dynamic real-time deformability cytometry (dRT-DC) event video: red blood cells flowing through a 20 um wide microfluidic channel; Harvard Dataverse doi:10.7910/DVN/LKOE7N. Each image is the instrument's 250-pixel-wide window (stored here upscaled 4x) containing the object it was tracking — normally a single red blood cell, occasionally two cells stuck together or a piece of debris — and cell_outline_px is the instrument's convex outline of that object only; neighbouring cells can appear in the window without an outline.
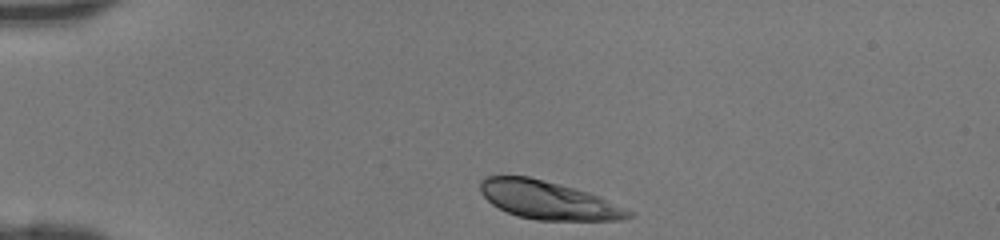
{"species": "human", "species_latin": "Homo sapiens", "temperature_condition": "room temperature", "stored_images_in_passage": 31, "camera_frame_rate_fps": 3000, "um_per_image_px": 0.085, "donor": {"sex": "female"}, "frame": {"image": 1, "passage_image": 1, "time_ms": 0.0, "image_size_px": [1000, 240], "cell_outline_px": [[636, 212], [632, 216], [624, 220], [536, 220], [516, 216], [492, 204], [480, 192], [480, 180], [484, 176], [528, 176], [544, 180], [588, 192], [600, 196]], "centroid_in_image_um": [46.63, 17.02], "position_along_channel_um": 38.4, "area_um2": 33.06}}
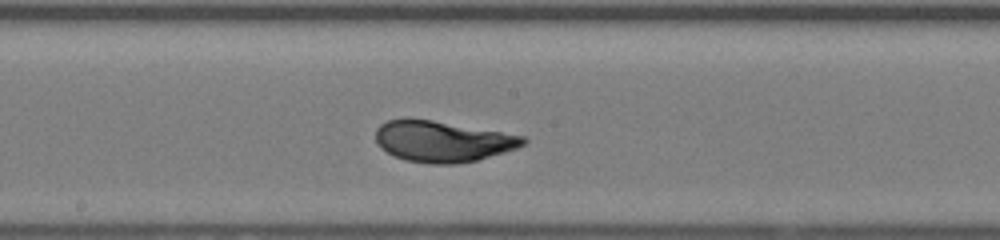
{"frame": {"image": 2, "passage_image": 16, "time_ms": 5.0, "image_size_px": [1000, 240], "cell_outline_px": [[528, 140], [524, 144], [516, 148], [504, 152], [476, 160], [456, 164], [428, 164], [404, 160], [380, 148], [376, 140], [376, 128], [380, 124], [388, 120], [404, 116], [408, 116], [432, 120], [524, 136]], "centroid_in_image_um": [37.55, 12.0], "position_along_channel_um": 210.6, "area_um2": 35.43}}
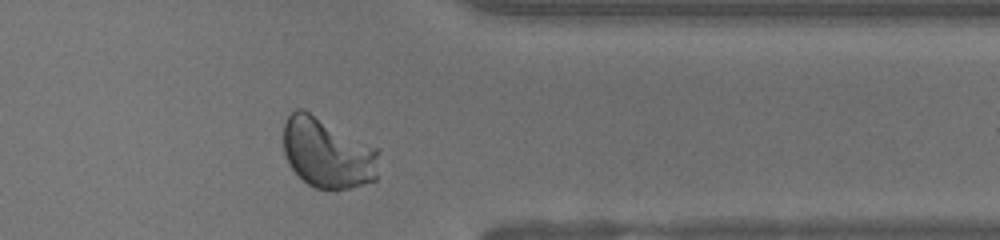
{"frame": {"image": 3, "passage_image": 28, "time_ms": 9.0, "image_size_px": [1000, 240], "cell_outline_px": [[380, 152], [376, 180], [336, 192], [316, 188], [308, 184], [288, 164], [284, 152], [284, 124], [288, 116], [296, 108], [300, 108], [380, 148]], "centroid_in_image_um": [27.87, 13.04], "position_along_channel_um": 383.5, "area_um2": 39.42}}